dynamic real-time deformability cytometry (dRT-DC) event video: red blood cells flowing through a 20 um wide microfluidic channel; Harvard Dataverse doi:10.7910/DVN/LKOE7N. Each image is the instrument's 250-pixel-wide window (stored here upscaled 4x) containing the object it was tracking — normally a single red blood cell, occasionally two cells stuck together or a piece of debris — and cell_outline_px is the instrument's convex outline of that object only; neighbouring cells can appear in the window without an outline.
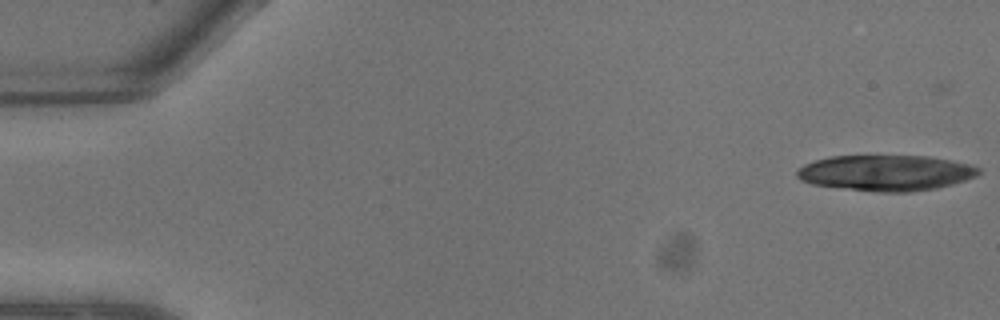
{"species": "common noctule bat (a hibernating species)", "species_latin": "Nyctalus noctula", "temperature_condition": "warm", "stored_images_in_passage": 8, "camera_frame_rate_fps": 3000, "um_per_image_px": 0.085, "animal": {"sex": "male", "body_mass_g": 13.3}, "frame": {"image": 1, "passage_image": 1, "time_ms": 0.0, "image_size_px": [1000, 320], "cell_outline_px": [[980, 172], [976, 176], [952, 184], [936, 188], [908, 192], [876, 192], [812, 184], [800, 180], [796, 176], [796, 172], [804, 164], [828, 156], [928, 156], [952, 160], [972, 164], [980, 168]], "centroid_in_image_um": [75.31, 14.69], "position_along_channel_um": 9.7, "area_um2": 37.86}}